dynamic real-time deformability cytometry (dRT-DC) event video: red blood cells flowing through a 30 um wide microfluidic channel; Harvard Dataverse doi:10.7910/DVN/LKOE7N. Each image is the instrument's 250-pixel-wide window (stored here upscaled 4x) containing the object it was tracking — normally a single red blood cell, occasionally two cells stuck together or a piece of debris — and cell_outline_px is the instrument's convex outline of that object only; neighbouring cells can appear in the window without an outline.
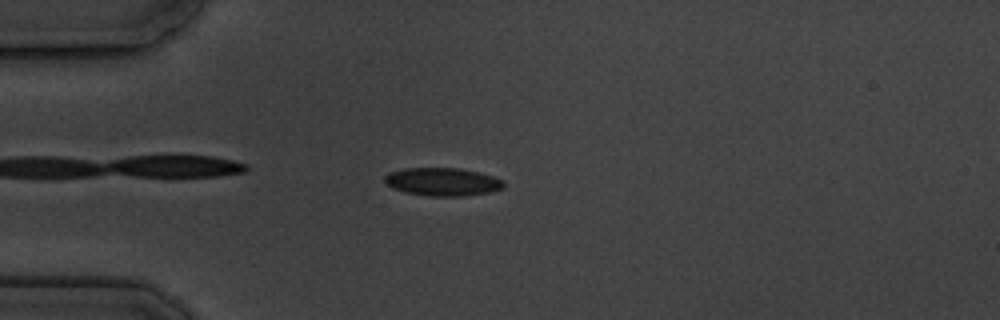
{"species": "common noctule bat (a hibernating species)", "species_latin": "Nyctalus noctula", "temperature_condition": "cold", "stored_images_in_passage": 8, "camera_frame_rate_fps": 3000, "um_per_image_px": 0.085, "animal": {"sex": "male", "body_mass_g": 19.5, "forearm_length_mm": 54.6}, "frame": {"image": 1, "passage_image": 5, "time_ms": 4.667, "image_size_px": [1000, 320], "cell_outline_px": [[504, 188], [492, 192], [460, 196], [428, 196], [404, 192], [392, 188], [384, 180], [384, 176], [392, 172], [404, 168], [456, 168], [476, 172], [492, 176], [504, 180]], "centroid_in_image_um": [37.63, 15.46], "position_along_channel_um": 47.4, "area_um2": 19.36}}
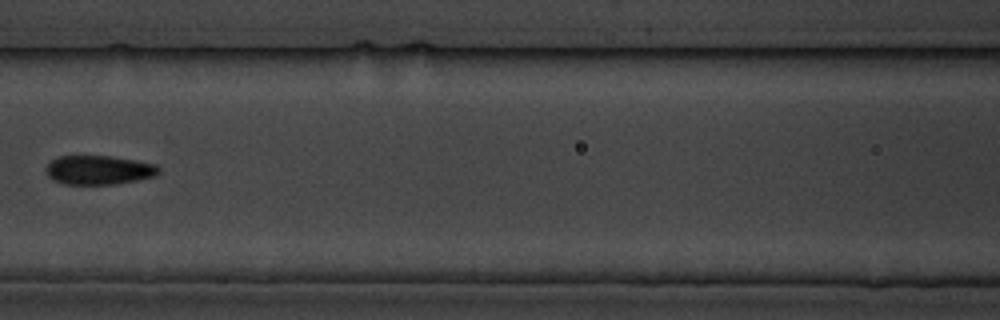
{"frame": {"image": 2, "passage_image": 8, "time_ms": 8.333, "image_size_px": [1000, 320], "cell_outline_px": [[160, 172], [156, 176], [116, 184], [64, 184], [52, 180], [48, 176], [48, 164], [52, 160], [60, 156], [112, 156], [156, 164], [160, 168]], "centroid_in_image_um": [8.43, 14.45], "position_along_channel_um": 158.2, "area_um2": 19.02}}